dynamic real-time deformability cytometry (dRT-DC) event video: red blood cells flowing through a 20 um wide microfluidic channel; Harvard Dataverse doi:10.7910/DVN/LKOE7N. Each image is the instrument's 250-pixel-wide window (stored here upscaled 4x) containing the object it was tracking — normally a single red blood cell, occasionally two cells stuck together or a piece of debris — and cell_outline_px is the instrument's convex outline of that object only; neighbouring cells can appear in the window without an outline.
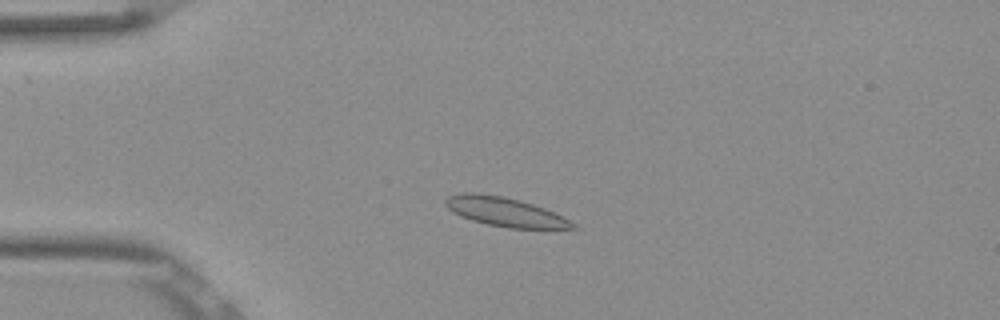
{"species": "Egyptian fruit bat (a non-hibernating species)", "species_latin": "Rousettus aegyptiacus", "temperature_condition": "room temperature", "stored_images_in_passage": 50, "camera_frame_rate_fps": 3000, "um_per_image_px": 0.085, "frame": {"image": 1, "passage_image": 10, "time_ms": 3.0, "image_size_px": [1000, 320], "cell_outline_px": [[580, 228], [508, 228], [488, 224], [472, 220], [460, 216], [452, 212], [444, 204], [444, 200], [448, 196], [464, 192], [476, 192], [504, 196], [520, 200], [544, 208], [576, 224]], "centroid_in_image_um": [42.86, 17.99], "position_along_channel_um": 42.1, "area_um2": 21.44}}
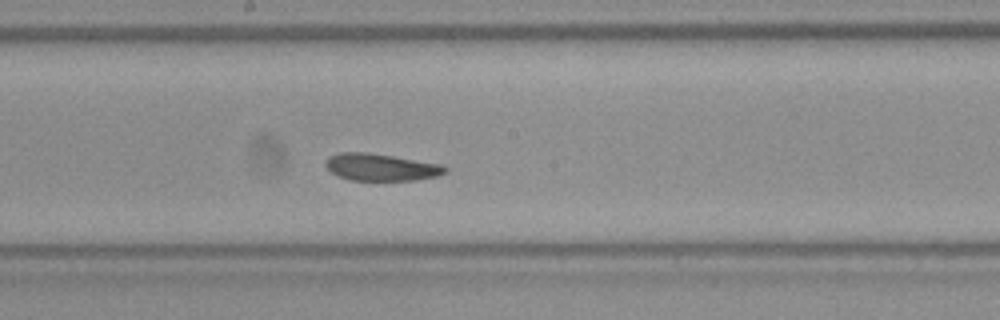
{"frame": {"image": 2, "passage_image": 26, "time_ms": 8.333, "image_size_px": [1000, 320], "cell_outline_px": [[448, 172], [436, 176], [416, 180], [348, 180], [336, 176], [324, 164], [328, 156], [340, 152], [368, 152], [440, 164], [448, 168]], "centroid_in_image_um": [32.35, 14.21], "position_along_channel_um": 215.8, "area_um2": 18.9}}
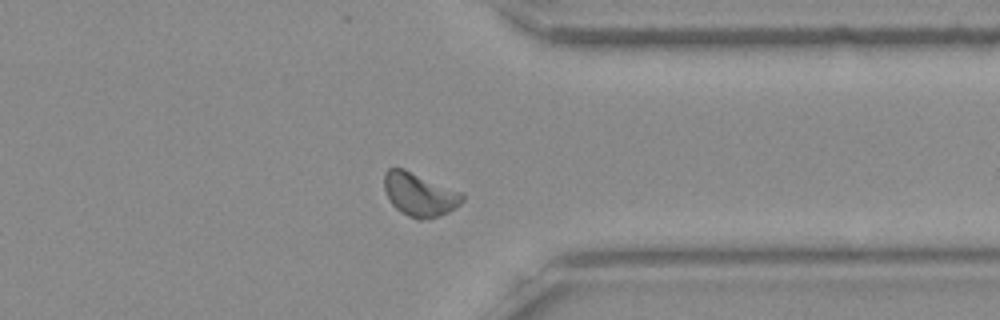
{"frame": {"image": 3, "passage_image": 39, "time_ms": 12.667, "image_size_px": [1000, 320], "cell_outline_px": [[464, 200], [456, 208], [448, 212], [436, 216], [420, 220], [408, 216], [400, 212], [392, 204], [384, 188], [384, 172], [388, 168], [404, 168], [464, 192]], "centroid_in_image_um": [35.68, 16.51], "position_along_channel_um": 375.7, "area_um2": 19.94}, "authors_computed_cell_mechanics": {"area_um2": 19.3052, "velocity_mm_per_s": 3.7764, "shape_relaxation_time_tau1_ms": 5.1374, "shape_relaxation_time_tau2_ms": 1.3234, "deformation_change_tau1": 0.1197, "deformation_change_tau2": 0.0696}}